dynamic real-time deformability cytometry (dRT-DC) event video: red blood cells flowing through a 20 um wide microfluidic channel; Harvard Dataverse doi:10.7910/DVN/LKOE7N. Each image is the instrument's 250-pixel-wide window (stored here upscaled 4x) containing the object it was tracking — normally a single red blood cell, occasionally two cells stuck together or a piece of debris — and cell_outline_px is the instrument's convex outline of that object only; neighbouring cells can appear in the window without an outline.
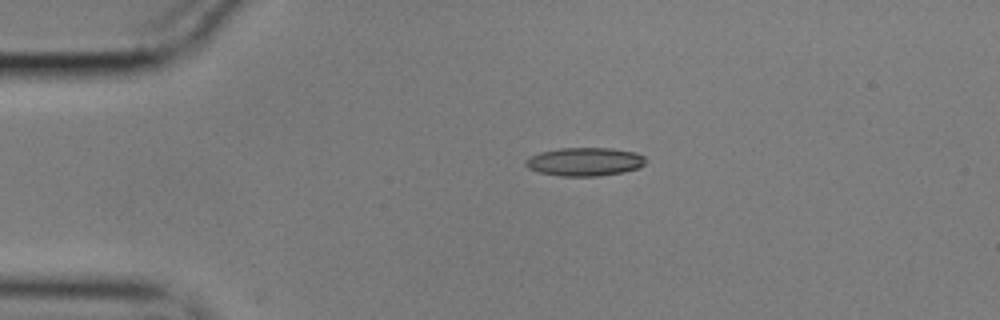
{"species": "common noctule bat (a hibernating species)", "species_latin": "Nyctalus noctula", "temperature_condition": "cold", "stored_images_in_passage": 39, "camera_frame_rate_fps": 3000, "um_per_image_px": 0.085, "animal": {"sex": "male", "body_mass_g": 17.9}, "frame": {"image": 1, "passage_image": 1, "time_ms": 0.0, "image_size_px": [1000, 320], "cell_outline_px": [[644, 164], [636, 168], [624, 172], [596, 176], [560, 176], [540, 172], [528, 168], [524, 164], [524, 160], [540, 152], [560, 148], [612, 148], [636, 152], [644, 156]], "centroid_in_image_um": [49.68, 13.74], "position_along_channel_um": 35.3, "area_um2": 19.77}}
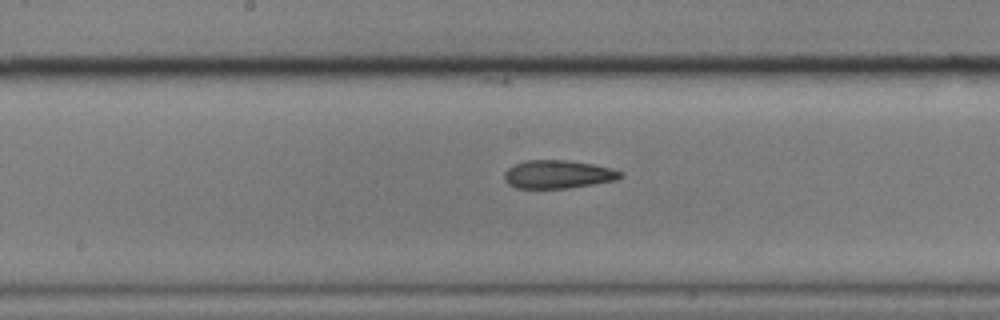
{"frame": {"image": 2, "passage_image": 18, "time_ms": 5.667, "image_size_px": [1000, 320], "cell_outline_px": [[624, 176], [616, 180], [568, 188], [516, 188], [508, 184], [504, 180], [504, 172], [508, 168], [524, 160], [568, 160], [592, 164], [612, 168], [624, 172]], "centroid_in_image_um": [47.44, 14.81], "position_along_channel_um": 200.8, "area_um2": 19.19}}
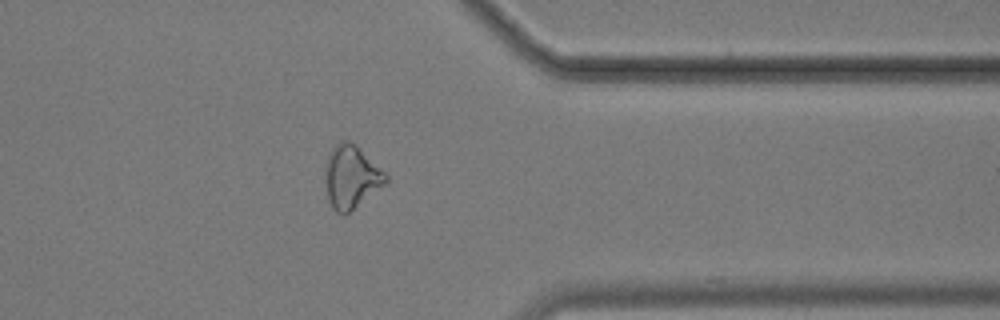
{"frame": {"image": 3, "passage_image": 34, "time_ms": 11.0, "image_size_px": [1000, 320], "cell_outline_px": [[388, 180], [384, 184], [344, 216], [340, 216], [332, 208], [328, 200], [324, 180], [324, 164], [332, 148], [340, 140], [348, 140], [356, 144], [388, 176]], "centroid_in_image_um": [29.79, 15.03], "position_along_channel_um": 381.6, "area_um2": 22.31}}